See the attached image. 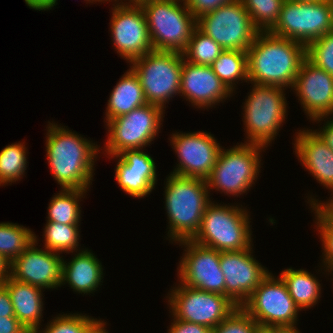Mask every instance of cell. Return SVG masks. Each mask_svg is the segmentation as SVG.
<instances>
[{
	"mask_svg": "<svg viewBox=\"0 0 333 333\" xmlns=\"http://www.w3.org/2000/svg\"><path fill=\"white\" fill-rule=\"evenodd\" d=\"M246 52L250 83L285 89L293 88L306 58L305 45L270 32H258Z\"/></svg>",
	"mask_w": 333,
	"mask_h": 333,
	"instance_id": "cell-1",
	"label": "cell"
},
{
	"mask_svg": "<svg viewBox=\"0 0 333 333\" xmlns=\"http://www.w3.org/2000/svg\"><path fill=\"white\" fill-rule=\"evenodd\" d=\"M47 128L46 155L54 179L61 189L89 190L100 146L65 126L49 122Z\"/></svg>",
	"mask_w": 333,
	"mask_h": 333,
	"instance_id": "cell-2",
	"label": "cell"
},
{
	"mask_svg": "<svg viewBox=\"0 0 333 333\" xmlns=\"http://www.w3.org/2000/svg\"><path fill=\"white\" fill-rule=\"evenodd\" d=\"M165 208L169 219L170 240H191L200 228L209 199L207 181L203 178L170 174L165 185Z\"/></svg>",
	"mask_w": 333,
	"mask_h": 333,
	"instance_id": "cell-3",
	"label": "cell"
},
{
	"mask_svg": "<svg viewBox=\"0 0 333 333\" xmlns=\"http://www.w3.org/2000/svg\"><path fill=\"white\" fill-rule=\"evenodd\" d=\"M247 210L238 205H207L193 242L219 252L252 248L251 225ZM252 244V245H251Z\"/></svg>",
	"mask_w": 333,
	"mask_h": 333,
	"instance_id": "cell-4",
	"label": "cell"
},
{
	"mask_svg": "<svg viewBox=\"0 0 333 333\" xmlns=\"http://www.w3.org/2000/svg\"><path fill=\"white\" fill-rule=\"evenodd\" d=\"M140 6L147 19L153 49L183 53L187 49L193 30L197 27L196 18L189 12L186 2L149 0Z\"/></svg>",
	"mask_w": 333,
	"mask_h": 333,
	"instance_id": "cell-5",
	"label": "cell"
},
{
	"mask_svg": "<svg viewBox=\"0 0 333 333\" xmlns=\"http://www.w3.org/2000/svg\"><path fill=\"white\" fill-rule=\"evenodd\" d=\"M131 64L148 104L164 110V105L173 95H180L183 53L152 50Z\"/></svg>",
	"mask_w": 333,
	"mask_h": 333,
	"instance_id": "cell-6",
	"label": "cell"
},
{
	"mask_svg": "<svg viewBox=\"0 0 333 333\" xmlns=\"http://www.w3.org/2000/svg\"><path fill=\"white\" fill-rule=\"evenodd\" d=\"M264 146L240 143L230 149L219 151L210 176L206 179L210 189L233 196H239L255 184L261 168L260 152ZM256 179V180H255Z\"/></svg>",
	"mask_w": 333,
	"mask_h": 333,
	"instance_id": "cell-7",
	"label": "cell"
},
{
	"mask_svg": "<svg viewBox=\"0 0 333 333\" xmlns=\"http://www.w3.org/2000/svg\"><path fill=\"white\" fill-rule=\"evenodd\" d=\"M252 85L248 99L244 102V129L248 135L246 143L267 147L286 119L285 88Z\"/></svg>",
	"mask_w": 333,
	"mask_h": 333,
	"instance_id": "cell-8",
	"label": "cell"
},
{
	"mask_svg": "<svg viewBox=\"0 0 333 333\" xmlns=\"http://www.w3.org/2000/svg\"><path fill=\"white\" fill-rule=\"evenodd\" d=\"M331 31H333V0L315 2L285 0L278 22L269 32L307 47L312 41Z\"/></svg>",
	"mask_w": 333,
	"mask_h": 333,
	"instance_id": "cell-9",
	"label": "cell"
},
{
	"mask_svg": "<svg viewBox=\"0 0 333 333\" xmlns=\"http://www.w3.org/2000/svg\"><path fill=\"white\" fill-rule=\"evenodd\" d=\"M241 307L260 328L294 327L300 310L283 279L274 278L271 273L260 282Z\"/></svg>",
	"mask_w": 333,
	"mask_h": 333,
	"instance_id": "cell-10",
	"label": "cell"
},
{
	"mask_svg": "<svg viewBox=\"0 0 333 333\" xmlns=\"http://www.w3.org/2000/svg\"><path fill=\"white\" fill-rule=\"evenodd\" d=\"M197 28L224 50L246 52L259 32L242 0H234L196 19Z\"/></svg>",
	"mask_w": 333,
	"mask_h": 333,
	"instance_id": "cell-11",
	"label": "cell"
},
{
	"mask_svg": "<svg viewBox=\"0 0 333 333\" xmlns=\"http://www.w3.org/2000/svg\"><path fill=\"white\" fill-rule=\"evenodd\" d=\"M163 110L153 104H144L131 112L108 120V139L104 150L109 156L126 149H142L149 145L159 132Z\"/></svg>",
	"mask_w": 333,
	"mask_h": 333,
	"instance_id": "cell-12",
	"label": "cell"
},
{
	"mask_svg": "<svg viewBox=\"0 0 333 333\" xmlns=\"http://www.w3.org/2000/svg\"><path fill=\"white\" fill-rule=\"evenodd\" d=\"M168 305L175 319L206 326L217 327L234 309L227 296L187 287L180 283L170 292Z\"/></svg>",
	"mask_w": 333,
	"mask_h": 333,
	"instance_id": "cell-13",
	"label": "cell"
},
{
	"mask_svg": "<svg viewBox=\"0 0 333 333\" xmlns=\"http://www.w3.org/2000/svg\"><path fill=\"white\" fill-rule=\"evenodd\" d=\"M186 248L180 260L178 278L187 287L225 296L224 274L221 272V252L199 245L192 240L178 241Z\"/></svg>",
	"mask_w": 333,
	"mask_h": 333,
	"instance_id": "cell-14",
	"label": "cell"
},
{
	"mask_svg": "<svg viewBox=\"0 0 333 333\" xmlns=\"http://www.w3.org/2000/svg\"><path fill=\"white\" fill-rule=\"evenodd\" d=\"M112 8L110 31L117 53L129 63L151 52L147 19L140 5L117 4Z\"/></svg>",
	"mask_w": 333,
	"mask_h": 333,
	"instance_id": "cell-15",
	"label": "cell"
},
{
	"mask_svg": "<svg viewBox=\"0 0 333 333\" xmlns=\"http://www.w3.org/2000/svg\"><path fill=\"white\" fill-rule=\"evenodd\" d=\"M179 163L172 174L207 179L216 163L221 146L207 132L174 133L170 137Z\"/></svg>",
	"mask_w": 333,
	"mask_h": 333,
	"instance_id": "cell-16",
	"label": "cell"
},
{
	"mask_svg": "<svg viewBox=\"0 0 333 333\" xmlns=\"http://www.w3.org/2000/svg\"><path fill=\"white\" fill-rule=\"evenodd\" d=\"M293 90L308 119L320 122L329 115L333 116V76L307 57L300 66Z\"/></svg>",
	"mask_w": 333,
	"mask_h": 333,
	"instance_id": "cell-17",
	"label": "cell"
},
{
	"mask_svg": "<svg viewBox=\"0 0 333 333\" xmlns=\"http://www.w3.org/2000/svg\"><path fill=\"white\" fill-rule=\"evenodd\" d=\"M252 248L221 252L220 267L224 274L225 296L241 307L254 289L268 275V269L251 255Z\"/></svg>",
	"mask_w": 333,
	"mask_h": 333,
	"instance_id": "cell-18",
	"label": "cell"
},
{
	"mask_svg": "<svg viewBox=\"0 0 333 333\" xmlns=\"http://www.w3.org/2000/svg\"><path fill=\"white\" fill-rule=\"evenodd\" d=\"M37 241L34 235V242L10 264V276L42 289H56L61 286L64 259L59 253L38 249Z\"/></svg>",
	"mask_w": 333,
	"mask_h": 333,
	"instance_id": "cell-19",
	"label": "cell"
},
{
	"mask_svg": "<svg viewBox=\"0 0 333 333\" xmlns=\"http://www.w3.org/2000/svg\"><path fill=\"white\" fill-rule=\"evenodd\" d=\"M116 157L115 179L119 187L134 198H142L150 194L157 181L156 163L142 149H126Z\"/></svg>",
	"mask_w": 333,
	"mask_h": 333,
	"instance_id": "cell-20",
	"label": "cell"
},
{
	"mask_svg": "<svg viewBox=\"0 0 333 333\" xmlns=\"http://www.w3.org/2000/svg\"><path fill=\"white\" fill-rule=\"evenodd\" d=\"M182 93V94H181ZM232 92L215 75L211 66L192 64L184 59L180 81V95L194 107H212Z\"/></svg>",
	"mask_w": 333,
	"mask_h": 333,
	"instance_id": "cell-21",
	"label": "cell"
},
{
	"mask_svg": "<svg viewBox=\"0 0 333 333\" xmlns=\"http://www.w3.org/2000/svg\"><path fill=\"white\" fill-rule=\"evenodd\" d=\"M294 150L317 182L333 192V150L315 130L296 132Z\"/></svg>",
	"mask_w": 333,
	"mask_h": 333,
	"instance_id": "cell-22",
	"label": "cell"
},
{
	"mask_svg": "<svg viewBox=\"0 0 333 333\" xmlns=\"http://www.w3.org/2000/svg\"><path fill=\"white\" fill-rule=\"evenodd\" d=\"M8 289L15 317L27 328L35 332L40 329L43 317V289L15 280L10 275L2 282Z\"/></svg>",
	"mask_w": 333,
	"mask_h": 333,
	"instance_id": "cell-23",
	"label": "cell"
},
{
	"mask_svg": "<svg viewBox=\"0 0 333 333\" xmlns=\"http://www.w3.org/2000/svg\"><path fill=\"white\" fill-rule=\"evenodd\" d=\"M88 251L79 250L71 261H63L62 284L68 283L73 291L89 294L95 292L103 279V268L96 256Z\"/></svg>",
	"mask_w": 333,
	"mask_h": 333,
	"instance_id": "cell-24",
	"label": "cell"
},
{
	"mask_svg": "<svg viewBox=\"0 0 333 333\" xmlns=\"http://www.w3.org/2000/svg\"><path fill=\"white\" fill-rule=\"evenodd\" d=\"M146 103L140 81L130 68L111 91L105 113L106 122L125 115Z\"/></svg>",
	"mask_w": 333,
	"mask_h": 333,
	"instance_id": "cell-25",
	"label": "cell"
},
{
	"mask_svg": "<svg viewBox=\"0 0 333 333\" xmlns=\"http://www.w3.org/2000/svg\"><path fill=\"white\" fill-rule=\"evenodd\" d=\"M286 283L288 292L295 304L301 309L311 308L318 303L321 294V284L307 270L287 268L279 275Z\"/></svg>",
	"mask_w": 333,
	"mask_h": 333,
	"instance_id": "cell-26",
	"label": "cell"
},
{
	"mask_svg": "<svg viewBox=\"0 0 333 333\" xmlns=\"http://www.w3.org/2000/svg\"><path fill=\"white\" fill-rule=\"evenodd\" d=\"M215 75L233 93L235 82L248 79L247 52L223 50L211 65Z\"/></svg>",
	"mask_w": 333,
	"mask_h": 333,
	"instance_id": "cell-27",
	"label": "cell"
},
{
	"mask_svg": "<svg viewBox=\"0 0 333 333\" xmlns=\"http://www.w3.org/2000/svg\"><path fill=\"white\" fill-rule=\"evenodd\" d=\"M86 192L84 189H61L49 203L47 222L79 225L81 219L79 200Z\"/></svg>",
	"mask_w": 333,
	"mask_h": 333,
	"instance_id": "cell-28",
	"label": "cell"
},
{
	"mask_svg": "<svg viewBox=\"0 0 333 333\" xmlns=\"http://www.w3.org/2000/svg\"><path fill=\"white\" fill-rule=\"evenodd\" d=\"M34 235L23 225L0 223V254L11 264L34 242Z\"/></svg>",
	"mask_w": 333,
	"mask_h": 333,
	"instance_id": "cell-29",
	"label": "cell"
},
{
	"mask_svg": "<svg viewBox=\"0 0 333 333\" xmlns=\"http://www.w3.org/2000/svg\"><path fill=\"white\" fill-rule=\"evenodd\" d=\"M79 225H68L57 222H47L45 225L44 247L56 253H68L78 251L79 246Z\"/></svg>",
	"mask_w": 333,
	"mask_h": 333,
	"instance_id": "cell-30",
	"label": "cell"
},
{
	"mask_svg": "<svg viewBox=\"0 0 333 333\" xmlns=\"http://www.w3.org/2000/svg\"><path fill=\"white\" fill-rule=\"evenodd\" d=\"M25 142L12 143L0 151V186L23 177L27 167Z\"/></svg>",
	"mask_w": 333,
	"mask_h": 333,
	"instance_id": "cell-31",
	"label": "cell"
},
{
	"mask_svg": "<svg viewBox=\"0 0 333 333\" xmlns=\"http://www.w3.org/2000/svg\"><path fill=\"white\" fill-rule=\"evenodd\" d=\"M223 50L218 43L196 27L183 56L192 64L211 66Z\"/></svg>",
	"mask_w": 333,
	"mask_h": 333,
	"instance_id": "cell-32",
	"label": "cell"
},
{
	"mask_svg": "<svg viewBox=\"0 0 333 333\" xmlns=\"http://www.w3.org/2000/svg\"><path fill=\"white\" fill-rule=\"evenodd\" d=\"M285 0H242L253 25L259 32H269L278 22Z\"/></svg>",
	"mask_w": 333,
	"mask_h": 333,
	"instance_id": "cell-33",
	"label": "cell"
},
{
	"mask_svg": "<svg viewBox=\"0 0 333 333\" xmlns=\"http://www.w3.org/2000/svg\"><path fill=\"white\" fill-rule=\"evenodd\" d=\"M306 57L333 76V31L312 41L306 47Z\"/></svg>",
	"mask_w": 333,
	"mask_h": 333,
	"instance_id": "cell-34",
	"label": "cell"
},
{
	"mask_svg": "<svg viewBox=\"0 0 333 333\" xmlns=\"http://www.w3.org/2000/svg\"><path fill=\"white\" fill-rule=\"evenodd\" d=\"M95 320L86 314L58 315L47 323L45 330L37 329L34 333H83Z\"/></svg>",
	"mask_w": 333,
	"mask_h": 333,
	"instance_id": "cell-35",
	"label": "cell"
},
{
	"mask_svg": "<svg viewBox=\"0 0 333 333\" xmlns=\"http://www.w3.org/2000/svg\"><path fill=\"white\" fill-rule=\"evenodd\" d=\"M259 324L242 308L234 309L212 333H256Z\"/></svg>",
	"mask_w": 333,
	"mask_h": 333,
	"instance_id": "cell-36",
	"label": "cell"
},
{
	"mask_svg": "<svg viewBox=\"0 0 333 333\" xmlns=\"http://www.w3.org/2000/svg\"><path fill=\"white\" fill-rule=\"evenodd\" d=\"M310 208L315 211L316 214V227L319 230V234L322 240V246L324 252L323 264L326 268L333 267V221L317 206H311Z\"/></svg>",
	"mask_w": 333,
	"mask_h": 333,
	"instance_id": "cell-37",
	"label": "cell"
},
{
	"mask_svg": "<svg viewBox=\"0 0 333 333\" xmlns=\"http://www.w3.org/2000/svg\"><path fill=\"white\" fill-rule=\"evenodd\" d=\"M234 0H186L189 12L198 19L202 15L215 11L220 6Z\"/></svg>",
	"mask_w": 333,
	"mask_h": 333,
	"instance_id": "cell-38",
	"label": "cell"
},
{
	"mask_svg": "<svg viewBox=\"0 0 333 333\" xmlns=\"http://www.w3.org/2000/svg\"><path fill=\"white\" fill-rule=\"evenodd\" d=\"M171 324L168 333H212V330L206 326L175 318Z\"/></svg>",
	"mask_w": 333,
	"mask_h": 333,
	"instance_id": "cell-39",
	"label": "cell"
},
{
	"mask_svg": "<svg viewBox=\"0 0 333 333\" xmlns=\"http://www.w3.org/2000/svg\"><path fill=\"white\" fill-rule=\"evenodd\" d=\"M0 333H33L28 331L27 328L15 316H0Z\"/></svg>",
	"mask_w": 333,
	"mask_h": 333,
	"instance_id": "cell-40",
	"label": "cell"
},
{
	"mask_svg": "<svg viewBox=\"0 0 333 333\" xmlns=\"http://www.w3.org/2000/svg\"><path fill=\"white\" fill-rule=\"evenodd\" d=\"M0 316H15L8 289L0 283Z\"/></svg>",
	"mask_w": 333,
	"mask_h": 333,
	"instance_id": "cell-41",
	"label": "cell"
},
{
	"mask_svg": "<svg viewBox=\"0 0 333 333\" xmlns=\"http://www.w3.org/2000/svg\"><path fill=\"white\" fill-rule=\"evenodd\" d=\"M333 117L330 118V121L328 120L325 124L323 125V128L321 127L320 131L318 132L315 130L320 137L325 141V143L333 150ZM332 119V121H331Z\"/></svg>",
	"mask_w": 333,
	"mask_h": 333,
	"instance_id": "cell-42",
	"label": "cell"
},
{
	"mask_svg": "<svg viewBox=\"0 0 333 333\" xmlns=\"http://www.w3.org/2000/svg\"><path fill=\"white\" fill-rule=\"evenodd\" d=\"M309 200L308 202H310L311 206L317 205L333 221V197H330V200L326 203H321V201L318 203V200L313 199L312 197H310Z\"/></svg>",
	"mask_w": 333,
	"mask_h": 333,
	"instance_id": "cell-43",
	"label": "cell"
},
{
	"mask_svg": "<svg viewBox=\"0 0 333 333\" xmlns=\"http://www.w3.org/2000/svg\"><path fill=\"white\" fill-rule=\"evenodd\" d=\"M27 6L31 9L46 11L49 10V0H25Z\"/></svg>",
	"mask_w": 333,
	"mask_h": 333,
	"instance_id": "cell-44",
	"label": "cell"
},
{
	"mask_svg": "<svg viewBox=\"0 0 333 333\" xmlns=\"http://www.w3.org/2000/svg\"><path fill=\"white\" fill-rule=\"evenodd\" d=\"M106 323L96 319L83 333H108L104 326Z\"/></svg>",
	"mask_w": 333,
	"mask_h": 333,
	"instance_id": "cell-45",
	"label": "cell"
},
{
	"mask_svg": "<svg viewBox=\"0 0 333 333\" xmlns=\"http://www.w3.org/2000/svg\"><path fill=\"white\" fill-rule=\"evenodd\" d=\"M10 275V264L0 254V283Z\"/></svg>",
	"mask_w": 333,
	"mask_h": 333,
	"instance_id": "cell-46",
	"label": "cell"
},
{
	"mask_svg": "<svg viewBox=\"0 0 333 333\" xmlns=\"http://www.w3.org/2000/svg\"><path fill=\"white\" fill-rule=\"evenodd\" d=\"M271 333H300L296 326L294 327H269Z\"/></svg>",
	"mask_w": 333,
	"mask_h": 333,
	"instance_id": "cell-47",
	"label": "cell"
},
{
	"mask_svg": "<svg viewBox=\"0 0 333 333\" xmlns=\"http://www.w3.org/2000/svg\"><path fill=\"white\" fill-rule=\"evenodd\" d=\"M129 2H119L117 4H126V5H141L142 3L149 1V0H128Z\"/></svg>",
	"mask_w": 333,
	"mask_h": 333,
	"instance_id": "cell-48",
	"label": "cell"
},
{
	"mask_svg": "<svg viewBox=\"0 0 333 333\" xmlns=\"http://www.w3.org/2000/svg\"><path fill=\"white\" fill-rule=\"evenodd\" d=\"M58 0H49V10L52 9V7L56 6Z\"/></svg>",
	"mask_w": 333,
	"mask_h": 333,
	"instance_id": "cell-49",
	"label": "cell"
},
{
	"mask_svg": "<svg viewBox=\"0 0 333 333\" xmlns=\"http://www.w3.org/2000/svg\"><path fill=\"white\" fill-rule=\"evenodd\" d=\"M256 333H271L267 328H259Z\"/></svg>",
	"mask_w": 333,
	"mask_h": 333,
	"instance_id": "cell-50",
	"label": "cell"
},
{
	"mask_svg": "<svg viewBox=\"0 0 333 333\" xmlns=\"http://www.w3.org/2000/svg\"><path fill=\"white\" fill-rule=\"evenodd\" d=\"M293 2H315V1H322V0H288Z\"/></svg>",
	"mask_w": 333,
	"mask_h": 333,
	"instance_id": "cell-51",
	"label": "cell"
},
{
	"mask_svg": "<svg viewBox=\"0 0 333 333\" xmlns=\"http://www.w3.org/2000/svg\"><path fill=\"white\" fill-rule=\"evenodd\" d=\"M97 1H98V2H102V1H109V2H110V0H94V2H97ZM113 1L117 3L119 0H113ZM120 1H121V0H120ZM111 2H112V0H111Z\"/></svg>",
	"mask_w": 333,
	"mask_h": 333,
	"instance_id": "cell-52",
	"label": "cell"
},
{
	"mask_svg": "<svg viewBox=\"0 0 333 333\" xmlns=\"http://www.w3.org/2000/svg\"><path fill=\"white\" fill-rule=\"evenodd\" d=\"M326 270H327L328 272L333 271V267H331V268H326Z\"/></svg>",
	"mask_w": 333,
	"mask_h": 333,
	"instance_id": "cell-53",
	"label": "cell"
},
{
	"mask_svg": "<svg viewBox=\"0 0 333 333\" xmlns=\"http://www.w3.org/2000/svg\"><path fill=\"white\" fill-rule=\"evenodd\" d=\"M85 1H88V3H91V2L93 3V2H94V0H85ZM89 1H90V2H89Z\"/></svg>",
	"mask_w": 333,
	"mask_h": 333,
	"instance_id": "cell-54",
	"label": "cell"
}]
</instances>
